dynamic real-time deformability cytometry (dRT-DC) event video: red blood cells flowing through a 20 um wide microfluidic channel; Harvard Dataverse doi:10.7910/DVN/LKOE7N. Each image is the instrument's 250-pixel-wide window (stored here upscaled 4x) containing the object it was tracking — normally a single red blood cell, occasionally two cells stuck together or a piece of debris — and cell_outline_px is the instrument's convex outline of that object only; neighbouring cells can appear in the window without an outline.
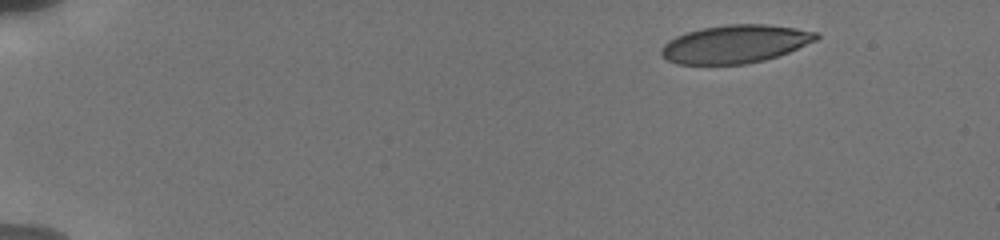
{"species": "human", "species_latin": "Homo sapiens", "temperature_condition": "cold", "stored_images_in_passage": 14, "camera_frame_rate_fps": 3000, "um_per_image_px": 0.085, "donor": {"sex": "male"}, "frame": {"image": 1, "passage_image": 1, "time_ms": 0.0, "image_size_px": [1000, 240], "cell_outline_px": [[820, 36], [816, 40], [788, 52], [764, 60], [744, 64], [676, 64], [668, 60], [660, 52], [660, 48], [668, 40], [676, 36], [700, 28], [728, 24], [768, 24], [816, 32]], "centroid_in_image_um": [62.45, 3.74], "position_along_channel_um": 22.5, "area_um2": 34.16}}
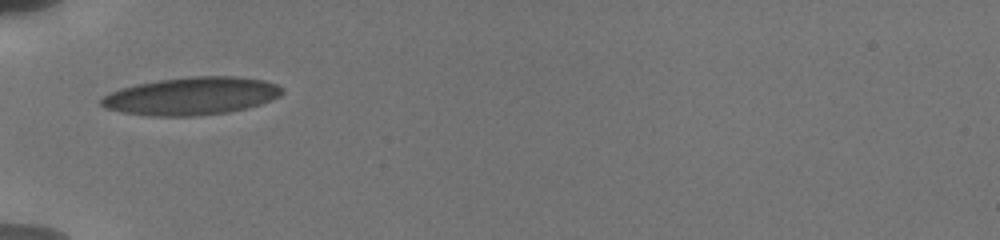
{"frame": {"image": 2, "passage_image": 10, "time_ms": 4.333, "image_size_px": [1000, 240], "cell_outline_px": [[284, 92], [280, 96], [272, 100], [260, 104], [228, 112], [196, 116], [148, 116], [120, 112], [104, 108], [100, 104], [100, 100], [104, 96], [120, 88], [136, 84], [160, 80], [192, 76], [236, 76], [264, 80], [276, 84]], "centroid_in_image_um": [16.26, 8.17], "position_along_channel_um": 68.7, "area_um2": 39.82}}
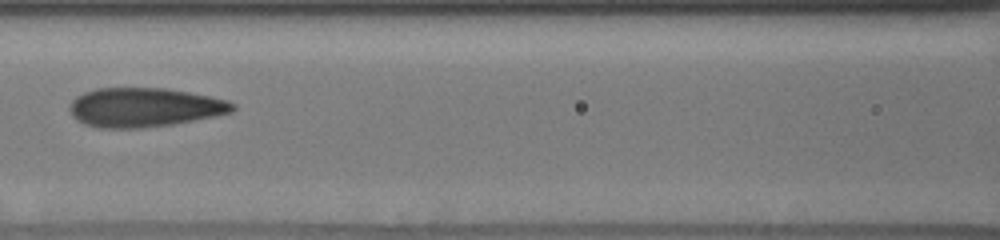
{"frame": {"image": 3, "passage_image": 13, "time_ms": 6.667, "image_size_px": [1000, 240], "cell_outline_px": [[236, 108], [232, 112], [216, 116], [196, 120], [172, 124], [144, 128], [100, 128], [84, 124], [76, 120], [72, 116], [68, 108], [72, 100], [76, 96], [84, 92], [96, 88], [164, 88], [188, 92], [228, 100], [236, 104]], "centroid_in_image_um": [12.26, 9.13], "position_along_channel_um": 154.3, "area_um2": 37.45}}